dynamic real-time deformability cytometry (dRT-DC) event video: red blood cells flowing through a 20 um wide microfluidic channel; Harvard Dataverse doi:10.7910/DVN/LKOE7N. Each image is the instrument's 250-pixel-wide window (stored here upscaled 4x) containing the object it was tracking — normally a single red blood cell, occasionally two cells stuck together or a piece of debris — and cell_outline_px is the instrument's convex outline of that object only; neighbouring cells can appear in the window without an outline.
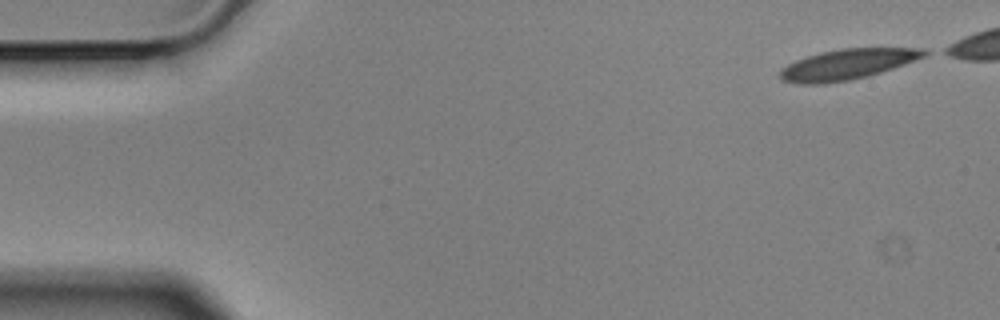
{"species": "Egyptian fruit bat (a non-hibernating species)", "species_latin": "Rousettus aegyptiacus", "temperature_condition": "cold", "stored_images_in_passage": 6, "camera_frame_rate_fps": 3000, "um_per_image_px": 0.085, "animal": {"sex": "male"}, "frame": {"image": 1, "passage_image": 1, "time_ms": 0.0, "image_size_px": [1000, 320], "cell_outline_px": [[932, 52], [924, 56], [892, 68], [868, 76], [848, 80], [824, 84], [800, 84], [780, 80], [780, 72], [788, 64], [796, 60], [820, 52], [840, 48], [928, 48]], "centroid_in_image_um": [72.03, 5.46], "position_along_channel_um": 13.0, "area_um2": 25.43}}
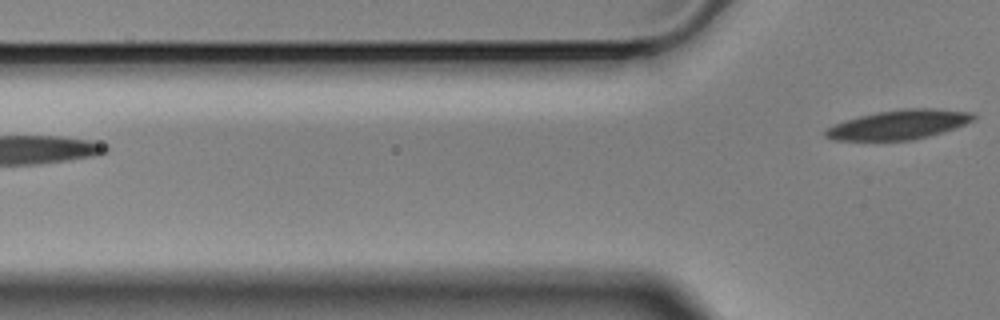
{"frame": {"image": 2, "passage_image": 6, "time_ms": 1.667, "image_size_px": [1000, 320], "cell_outline_px": [[976, 120], [956, 128], [928, 136], [912, 140], [832, 140], [824, 136], [824, 128], [844, 120], [876, 112], [904, 108], [932, 108], [972, 112], [976, 116]], "centroid_in_image_um": [76.4, 10.59], "position_along_channel_um": 49.4, "area_um2": 25.55}}